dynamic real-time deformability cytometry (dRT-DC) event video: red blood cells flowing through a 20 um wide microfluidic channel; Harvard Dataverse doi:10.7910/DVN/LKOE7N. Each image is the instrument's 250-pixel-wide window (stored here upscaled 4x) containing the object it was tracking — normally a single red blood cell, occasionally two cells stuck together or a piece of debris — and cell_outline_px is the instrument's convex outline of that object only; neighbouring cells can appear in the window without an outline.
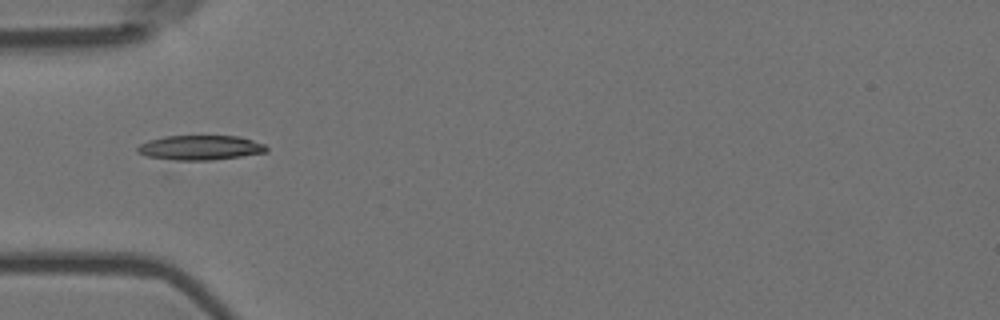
{"species": "Egyptian fruit bat (a non-hibernating species)", "species_latin": "Rousettus aegyptiacus", "temperature_condition": "room temperature", "stored_images_in_passage": 9, "camera_frame_rate_fps": 3000, "um_per_image_px": 0.085, "animal": {"sex": "female"}, "frame": {"image": 1, "passage_image": 4, "time_ms": 1.0, "image_size_px": [1000, 320], "cell_outline_px": [[268, 152], [212, 160], [176, 160], [148, 156], [136, 152], [136, 148], [140, 144], [148, 140], [164, 136], [240, 136], [264, 144], [268, 148]], "centroid_in_image_um": [17.02, 12.54], "position_along_channel_um": 68.0, "area_um2": 18.5}}
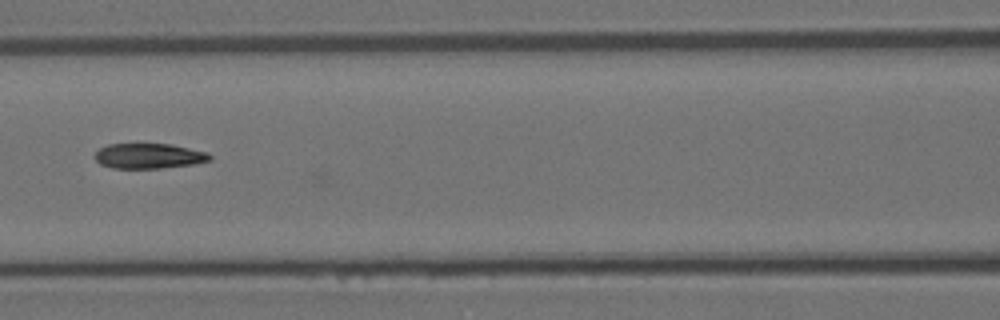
{"frame": {"image": 2, "passage_image": 6, "time_ms": 1.667, "image_size_px": [1000, 320], "cell_outline_px": [[212, 160], [192, 164], [160, 168], [112, 168], [100, 164], [96, 160], [96, 152], [100, 148], [108, 144], [172, 144], [208, 152], [212, 156]], "centroid_in_image_um": [12.68, 13.25], "position_along_channel_um": 153.9, "area_um2": 16.82}}
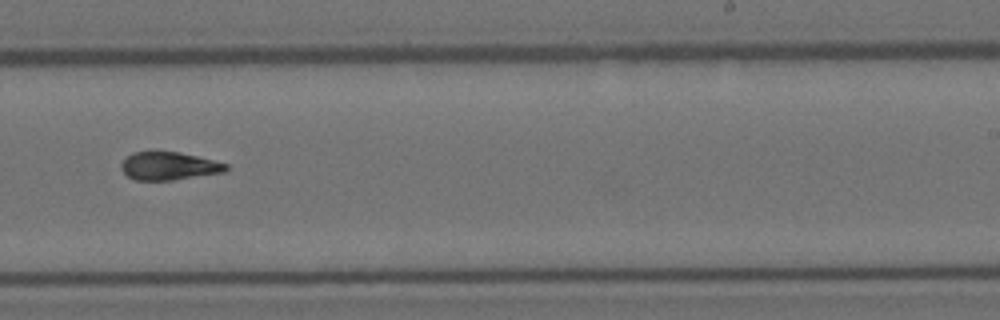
{"frame": {"image": 3, "passage_image": 9, "time_ms": 2.667, "image_size_px": [1000, 320], "cell_outline_px": [[228, 168], [224, 172], [172, 180], [136, 180], [128, 176], [120, 168], [120, 164], [132, 152], [152, 148], [180, 152], [228, 164]], "centroid_in_image_um": [14.3, 14.06], "position_along_channel_um": 274.7, "area_um2": 17.57}}